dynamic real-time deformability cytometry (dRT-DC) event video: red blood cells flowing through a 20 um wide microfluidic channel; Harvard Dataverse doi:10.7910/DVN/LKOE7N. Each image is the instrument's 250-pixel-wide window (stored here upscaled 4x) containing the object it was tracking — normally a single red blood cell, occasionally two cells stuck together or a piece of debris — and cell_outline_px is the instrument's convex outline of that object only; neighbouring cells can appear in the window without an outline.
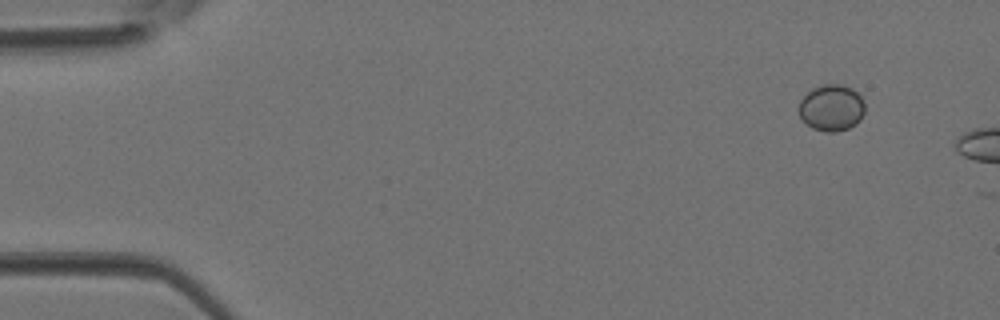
{"species": "Egyptian fruit bat (a non-hibernating species)", "species_latin": "Rousettus aegyptiacus", "temperature_condition": "room temperature", "stored_images_in_passage": 2, "camera_frame_rate_fps": 3000, "um_per_image_px": 0.085, "animal": {"sex": "female"}, "frame": {"image": 1, "passage_image": 1, "time_ms": 0.0, "image_size_px": [1000, 320], "cell_outline_px": [[864, 112], [860, 120], [856, 124], [848, 128], [836, 132], [824, 132], [812, 128], [800, 116], [800, 100], [812, 88], [820, 84], [840, 84], [852, 88], [864, 100]], "centroid_in_image_um": [70.7, 9.15], "position_along_channel_um": 14.3, "area_um2": 17.86}}